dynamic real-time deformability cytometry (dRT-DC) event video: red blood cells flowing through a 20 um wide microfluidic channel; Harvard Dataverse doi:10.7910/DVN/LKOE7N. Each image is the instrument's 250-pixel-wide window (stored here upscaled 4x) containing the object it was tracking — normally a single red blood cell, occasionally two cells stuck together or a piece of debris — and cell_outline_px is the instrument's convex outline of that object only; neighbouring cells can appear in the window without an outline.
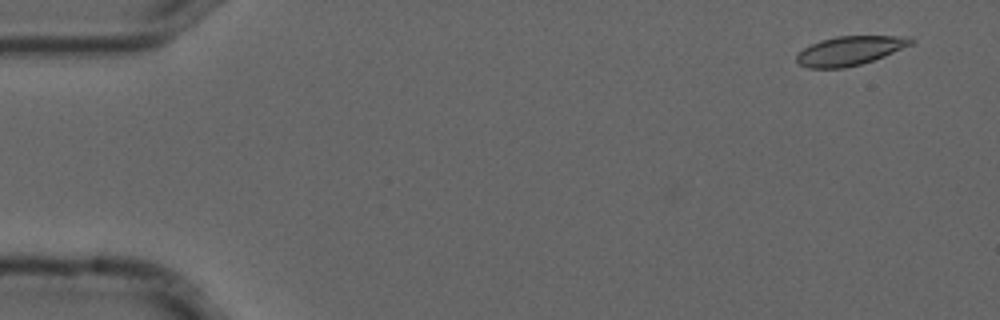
{"species": "common noctule bat (a hibernating species)", "species_latin": "Nyctalus noctula", "temperature_condition": "cold", "stored_images_in_passage": 5, "camera_frame_rate_fps": 3000, "um_per_image_px": 0.085, "animal": {"sex": "male", "forearm_length_mm": 52.5}, "frame": {"image": 1, "passage_image": 1, "time_ms": 0.0, "image_size_px": [1000, 320], "cell_outline_px": [[916, 40], [912, 44], [884, 56], [860, 64], [844, 68], [808, 68], [800, 64], [796, 60], [796, 56], [804, 48], [820, 40], [836, 36], [908, 36]], "centroid_in_image_um": [72.25, 4.3], "position_along_channel_um": 12.8, "area_um2": 19.25}}